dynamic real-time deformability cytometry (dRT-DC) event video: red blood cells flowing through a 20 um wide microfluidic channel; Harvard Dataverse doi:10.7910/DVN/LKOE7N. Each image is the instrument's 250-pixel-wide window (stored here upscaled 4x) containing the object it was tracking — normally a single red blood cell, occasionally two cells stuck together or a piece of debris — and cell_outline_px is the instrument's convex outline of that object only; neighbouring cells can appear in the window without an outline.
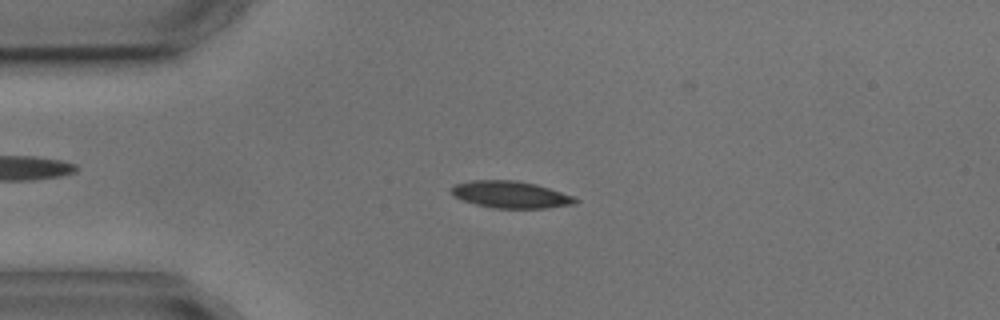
{"species": "common noctule bat (a hibernating species)", "species_latin": "Nyctalus noctula", "temperature_condition": "cold", "stored_images_in_passage": 4, "camera_frame_rate_fps": 3000, "um_per_image_px": 0.085, "animal": {"sex": "male", "body_mass_g": 17.9, "forearm_length_mm": 54.2}, "frame": {"image": 1, "passage_image": 3, "time_ms": 2.667, "image_size_px": [1000, 320], "cell_outline_px": [[580, 200], [576, 204], [544, 208], [492, 208], [476, 204], [464, 200], [456, 196], [452, 192], [452, 188], [456, 184], [472, 180], [516, 180], [536, 184], [576, 196]], "centroid_in_image_um": [43.49, 16.54], "position_along_channel_um": 41.5, "area_um2": 19.42}}